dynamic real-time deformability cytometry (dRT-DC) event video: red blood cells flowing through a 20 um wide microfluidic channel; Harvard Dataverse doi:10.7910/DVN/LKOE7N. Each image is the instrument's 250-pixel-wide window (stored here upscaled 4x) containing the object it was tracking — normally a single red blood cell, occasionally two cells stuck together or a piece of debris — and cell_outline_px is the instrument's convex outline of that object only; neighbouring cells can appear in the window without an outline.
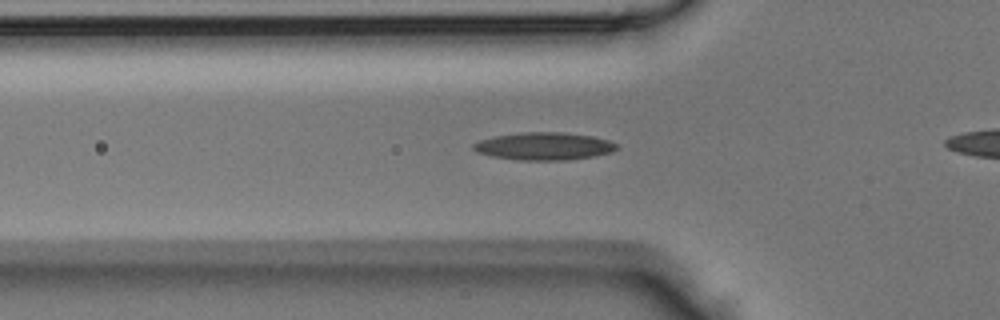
{"species": "Egyptian fruit bat (a non-hibernating species)", "species_latin": "Rousettus aegyptiacus", "temperature_condition": "room temperature", "stored_images_in_passage": 26, "camera_frame_rate_fps": 3000, "um_per_image_px": 0.085, "animal": {"sex": "male"}, "frame": {"image": 1, "passage_image": 5, "time_ms": 1.333, "image_size_px": [1000, 320], "cell_outline_px": [[620, 148], [612, 152], [592, 156], [564, 160], [516, 160], [492, 156], [476, 152], [472, 148], [472, 144], [480, 140], [492, 136], [524, 132], [564, 132], [592, 136], [608, 140], [620, 144]], "centroid_in_image_um": [46.25, 12.42], "position_along_channel_um": 79.6, "area_um2": 23.24}}
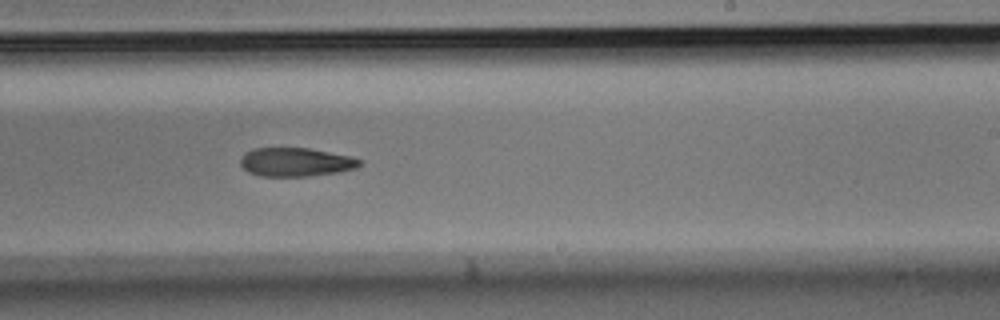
{"frame": {"image": 2, "passage_image": 17, "time_ms": 5.333, "image_size_px": [1000, 320], "cell_outline_px": [[364, 164], [356, 168], [336, 172], [308, 176], [260, 176], [248, 172], [240, 164], [240, 156], [252, 148], [308, 148], [352, 156], [360, 160]], "centroid_in_image_um": [25.13, 13.77], "position_along_channel_um": 263.9, "area_um2": 20.0}}
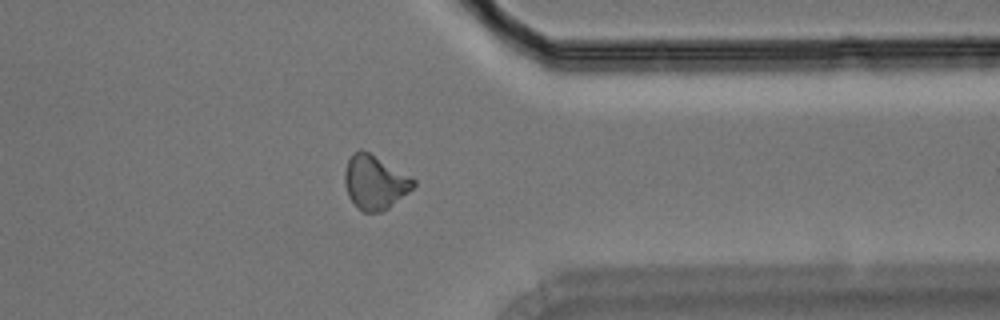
{"frame": {"image": 3, "passage_image": 25, "time_ms": 8.0, "image_size_px": [1000, 320], "cell_outline_px": [[416, 184], [408, 192], [388, 208], [380, 212], [364, 212], [348, 196], [344, 184], [344, 172], [348, 160], [352, 152], [360, 148], [368, 152], [412, 176], [416, 180]], "centroid_in_image_um": [31.85, 15.47], "position_along_channel_um": 379.5, "area_um2": 21.56}}